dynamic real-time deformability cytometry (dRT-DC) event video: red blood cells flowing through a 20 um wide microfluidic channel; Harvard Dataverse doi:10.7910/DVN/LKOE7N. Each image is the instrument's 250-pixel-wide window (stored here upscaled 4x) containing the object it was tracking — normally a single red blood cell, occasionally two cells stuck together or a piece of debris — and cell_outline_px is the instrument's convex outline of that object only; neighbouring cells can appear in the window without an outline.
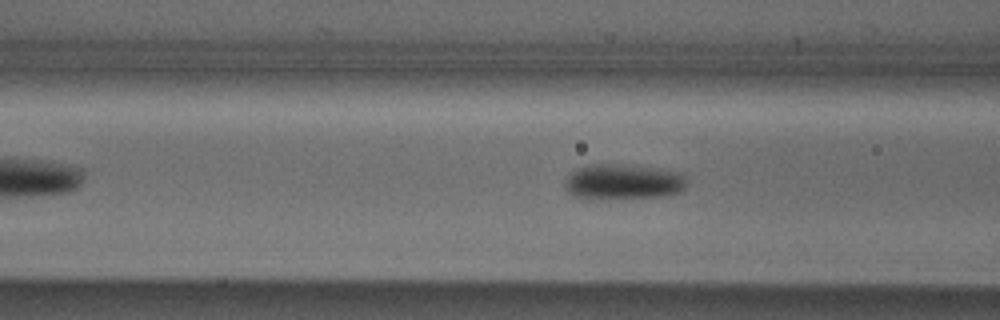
{"species": "Egyptian fruit bat (a non-hibernating species)", "species_latin": "Rousettus aegyptiacus", "temperature_condition": "cold", "stored_images_in_passage": 36, "camera_frame_rate_fps": 3000, "um_per_image_px": 0.085, "animal": {"sex": "male"}, "frame": {"image": 1, "passage_image": 6, "time_ms": 1.667, "image_size_px": [1000, 320], "cell_outline_px": [[688, 180], [684, 188], [680, 192], [664, 196], [588, 200], [584, 200], [572, 196], [568, 192], [564, 184], [564, 180], [576, 168], [588, 164], [624, 164], [664, 168], [684, 172]], "centroid_in_image_um": [52.98, 15.45], "position_along_channel_um": 113.6, "area_um2": 26.18}}
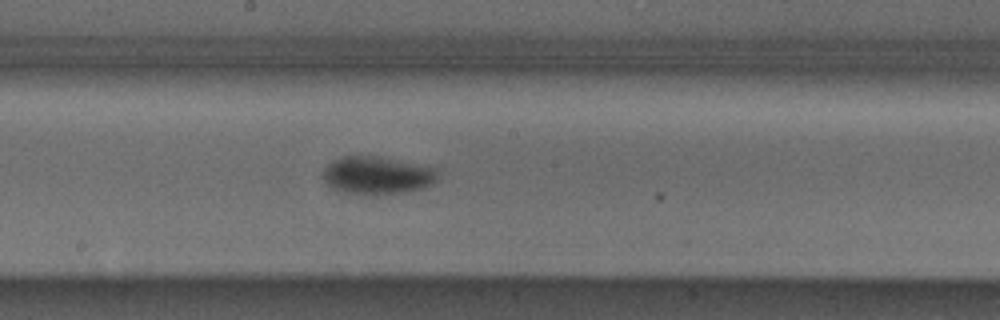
{"frame": {"image": 2, "passage_image": 14, "time_ms": 4.333, "image_size_px": [1000, 320], "cell_outline_px": [[440, 172], [436, 180], [432, 184], [424, 188], [404, 192], [368, 196], [344, 192], [332, 188], [324, 180], [324, 168], [328, 164], [344, 156], [376, 156], [428, 164], [436, 168]], "centroid_in_image_um": [32.14, 14.91], "position_along_channel_um": 216.1, "area_um2": 25.78}}
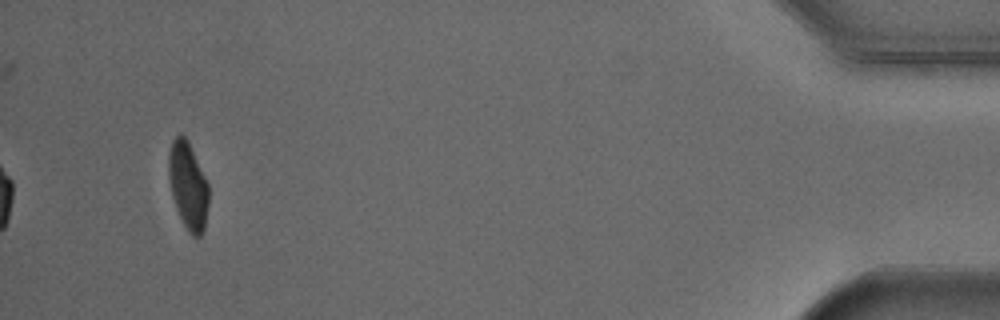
{"frame": {"image": 3, "passage_image": 36, "time_ms": 11.667, "image_size_px": [1000, 320], "cell_outline_px": [[208, 204], [204, 228], [200, 236], [192, 236], [188, 232], [176, 208], [172, 196], [168, 176], [168, 152], [172, 140], [180, 132], [188, 140], [208, 184]], "centroid_in_image_um": [15.96, 15.75], "position_along_channel_um": 419.2, "area_um2": 20.29}, "authors_computed_cell_mechanics": {"area_um2": 24.1604, "velocity_mm_per_s": 3.8491, "shape_relaxation_time_tau1_ms": 3.8518, "shape_relaxation_time_tau2_ms": null, "deformation_change_tau1": 0.1099, "deformation_change_tau2": null}}